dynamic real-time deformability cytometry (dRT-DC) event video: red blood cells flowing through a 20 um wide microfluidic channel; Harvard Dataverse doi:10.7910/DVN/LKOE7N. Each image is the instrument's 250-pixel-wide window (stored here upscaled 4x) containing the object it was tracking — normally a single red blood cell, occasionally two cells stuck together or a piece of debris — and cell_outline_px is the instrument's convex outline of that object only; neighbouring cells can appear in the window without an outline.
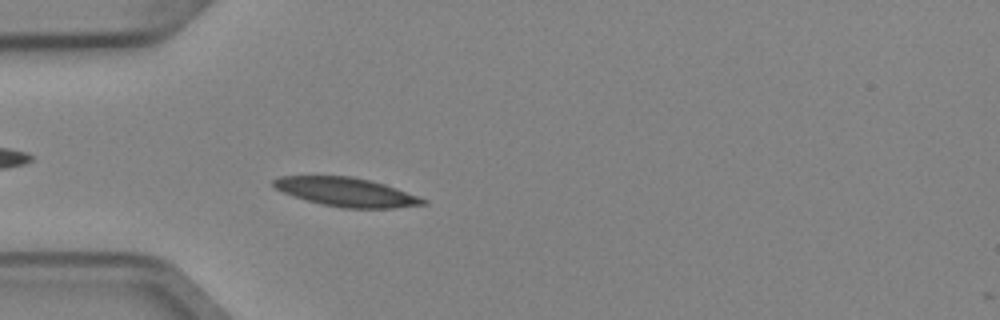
{"species": "Egyptian fruit bat (a non-hibernating species)", "species_latin": "Rousettus aegyptiacus", "temperature_condition": "cold", "stored_images_in_passage": 4, "camera_frame_rate_fps": 3000, "um_per_image_px": 0.085, "animal": {"sex": "female"}, "frame": {"image": 1, "passage_image": 4, "time_ms": 1.0, "image_size_px": [1000, 320], "cell_outline_px": [[428, 204], [392, 208], [344, 208], [320, 204], [284, 192], [276, 188], [272, 184], [272, 180], [280, 176], [352, 176], [384, 184], [396, 188], [428, 200]], "centroid_in_image_um": [29.46, 16.32], "position_along_channel_um": 55.5, "area_um2": 24.85}}